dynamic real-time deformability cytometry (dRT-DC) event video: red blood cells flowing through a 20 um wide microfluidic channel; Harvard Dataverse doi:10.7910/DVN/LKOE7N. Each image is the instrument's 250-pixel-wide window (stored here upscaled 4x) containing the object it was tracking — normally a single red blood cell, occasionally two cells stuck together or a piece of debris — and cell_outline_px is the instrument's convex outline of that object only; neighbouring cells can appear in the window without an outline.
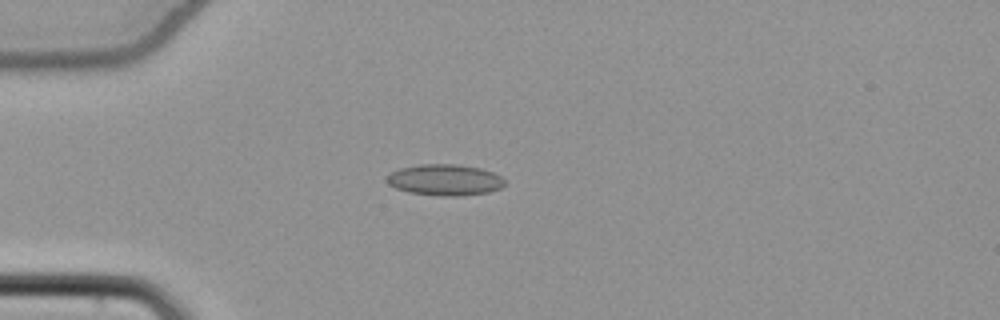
{"species": "common noctule bat (a hibernating species)", "species_latin": "Nyctalus noctula", "temperature_condition": "cold", "stored_images_in_passage": 52, "camera_frame_rate_fps": 3000, "um_per_image_px": 0.085, "animal": {"sex": "female", "body_mass_g": 22.7, "forearm_length_mm": 54.2}, "frame": {"image": 1, "passage_image": 13, "time_ms": 4.0, "image_size_px": [1000, 320], "cell_outline_px": [[504, 184], [500, 188], [488, 192], [460, 196], [440, 196], [408, 192], [396, 188], [388, 184], [388, 176], [392, 172], [400, 168], [420, 164], [460, 164], [480, 168], [492, 172], [500, 176], [504, 180]], "centroid_in_image_um": [37.82, 15.29], "position_along_channel_um": 47.2, "area_um2": 21.33}}
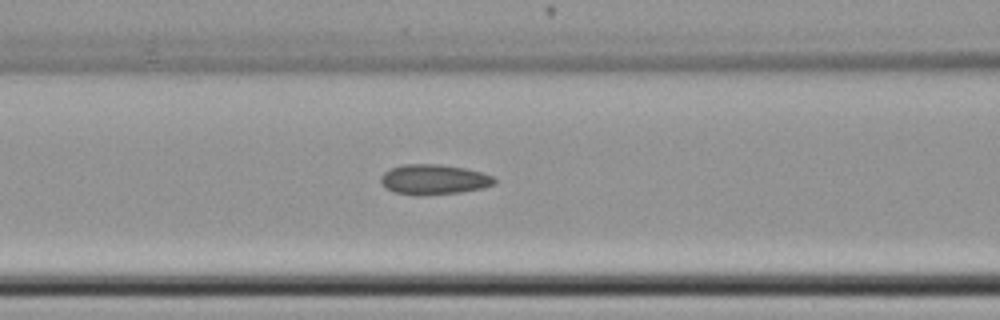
{"frame": {"image": 2, "passage_image": 21, "time_ms": 6.667, "image_size_px": [1000, 320], "cell_outline_px": [[496, 184], [484, 188], [460, 192], [420, 196], [416, 196], [396, 192], [384, 188], [380, 184], [380, 176], [388, 168], [400, 164], [440, 164], [464, 168], [480, 172], [492, 176], [496, 180]], "centroid_in_image_um": [36.82, 15.26], "position_along_channel_um": 129.8, "area_um2": 20.29}}
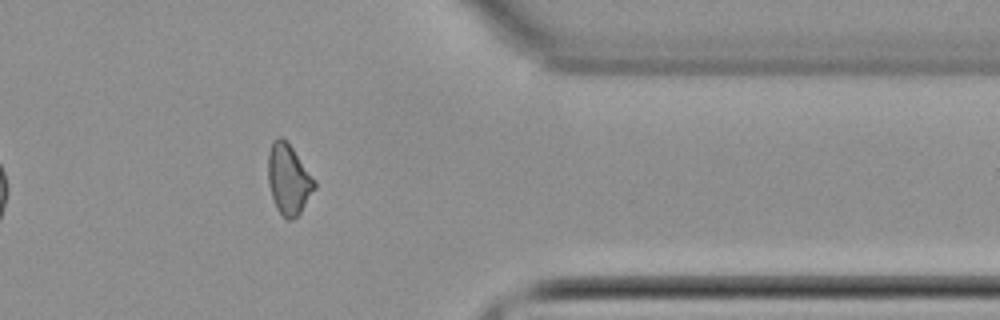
{"frame": {"image": 3, "passage_image": 42, "time_ms": 13.667, "image_size_px": [1000, 320], "cell_outline_px": [[316, 188], [300, 212], [292, 220], [288, 220], [276, 208], [268, 184], [268, 152], [272, 140], [280, 136], [292, 148], [316, 180]], "centroid_in_image_um": [24.52, 15.23], "position_along_channel_um": 386.9, "area_um2": 18.9}, "authors_computed_cell_mechanics": {"area_um2": 19.652, "velocity_mm_per_s": 3.8678, "shape_relaxation_time_tau1_ms": 7.2541, "shape_relaxation_time_tau2_ms": 5.0255, "deformation_change_tau1": 0.1015, "deformation_change_tau2": 0.1084}}